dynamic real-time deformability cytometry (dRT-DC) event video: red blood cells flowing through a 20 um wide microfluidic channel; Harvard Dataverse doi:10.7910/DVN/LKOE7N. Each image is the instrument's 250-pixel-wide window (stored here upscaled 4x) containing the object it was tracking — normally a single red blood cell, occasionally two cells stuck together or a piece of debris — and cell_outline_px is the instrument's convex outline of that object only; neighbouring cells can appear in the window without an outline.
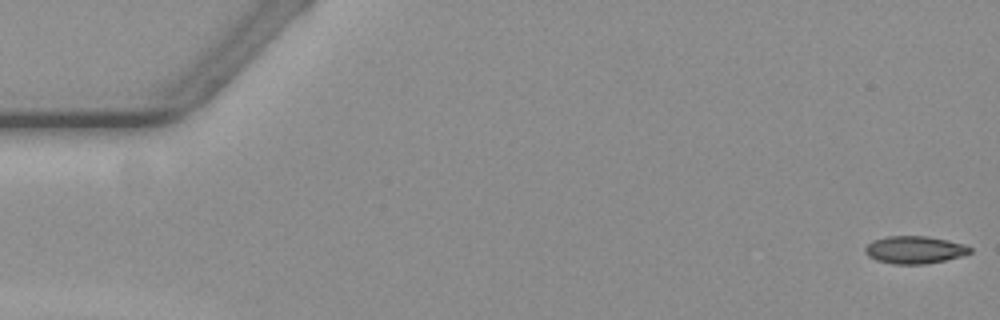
{"species": "common noctule bat (a hibernating species)", "species_latin": "Nyctalus noctula", "temperature_condition": "warm", "stored_images_in_passage": 36, "camera_frame_rate_fps": 3000, "um_per_image_px": 0.085, "animal": {"sex": "female", "body_mass_g": 19.3, "forearm_length_mm": 54.1}, "frame": {"image": 1, "passage_image": 1, "time_ms": 0.0, "image_size_px": [1000, 320], "cell_outline_px": [[972, 252], [960, 256], [944, 260], [924, 264], [892, 264], [876, 260], [868, 256], [864, 252], [864, 248], [872, 240], [888, 236], [928, 236], [960, 244], [972, 248]], "centroid_in_image_um": [77.67, 21.24], "position_along_channel_um": 7.3, "area_um2": 16.65}}
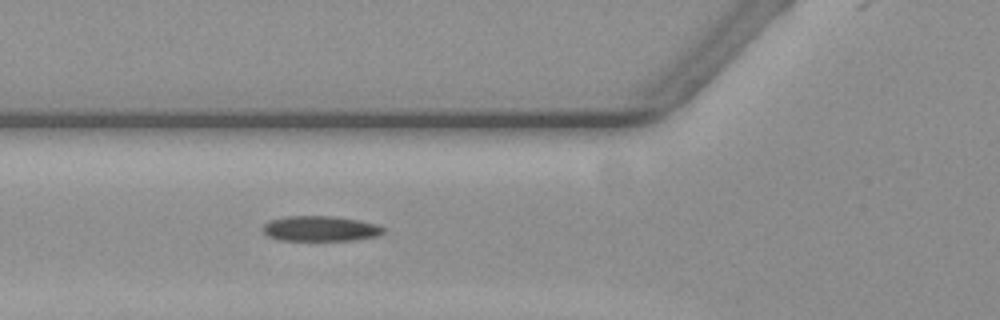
{"frame": {"image": 2, "passage_image": 21, "time_ms": 6.667, "image_size_px": [1000, 320], "cell_outline_px": [[384, 232], [380, 236], [352, 240], [276, 240], [268, 236], [264, 232], [264, 224], [272, 220], [284, 216], [332, 216], [360, 220], [376, 224], [384, 228]], "centroid_in_image_um": [27.26, 19.43], "position_along_channel_um": 98.5, "area_um2": 17.74}}
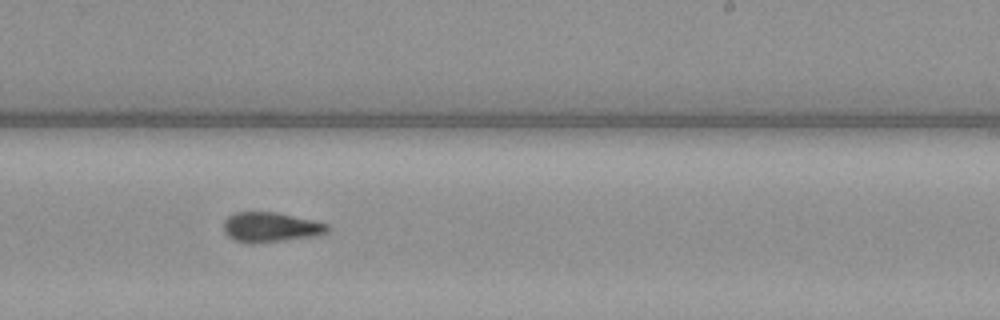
{"frame": {"image": 3, "passage_image": 35, "time_ms": 11.333, "image_size_px": [1000, 320], "cell_outline_px": [[332, 228], [328, 232], [316, 236], [288, 240], [256, 244], [248, 244], [236, 240], [228, 236], [224, 232], [224, 220], [228, 216], [236, 212], [276, 212], [312, 220], [328, 224]], "centroid_in_image_um": [23.02, 19.33], "position_along_channel_um": 266.0, "area_um2": 18.32}}